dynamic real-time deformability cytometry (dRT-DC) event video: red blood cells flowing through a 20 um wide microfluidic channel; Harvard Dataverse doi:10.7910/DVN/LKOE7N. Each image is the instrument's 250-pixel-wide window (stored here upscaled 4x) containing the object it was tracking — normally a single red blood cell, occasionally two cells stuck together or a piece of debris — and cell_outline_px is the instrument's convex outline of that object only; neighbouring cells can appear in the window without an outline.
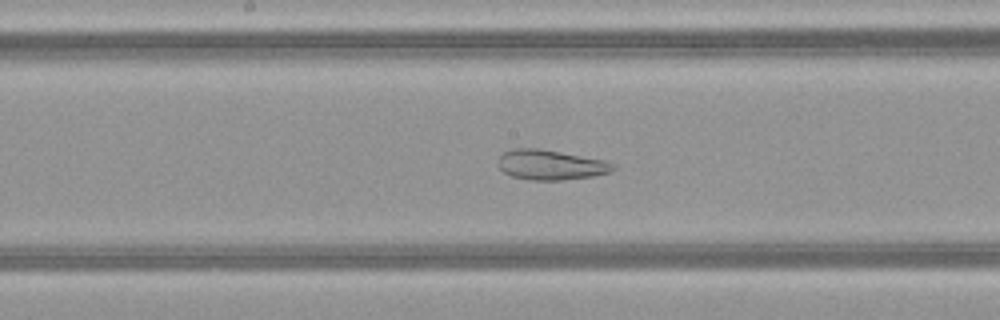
{"species": "common noctule bat (a hibernating species)", "species_latin": "Nyctalus noctula", "temperature_condition": "warm", "stored_images_in_passage": 44, "camera_frame_rate_fps": 3000, "um_per_image_px": 0.085, "animal": {"sex": "female", "body_mass_g": 21.9}, "frame": {"image": 1, "passage_image": 21, "time_ms": 6.667, "image_size_px": [1000, 320], "cell_outline_px": [[616, 168], [608, 172], [592, 176], [560, 180], [532, 180], [512, 176], [504, 172], [500, 168], [496, 160], [504, 152], [512, 148], [536, 148], [560, 152], [604, 160], [616, 164]], "centroid_in_image_um": [46.78, 14.0], "position_along_channel_um": 201.4, "area_um2": 19.94}}
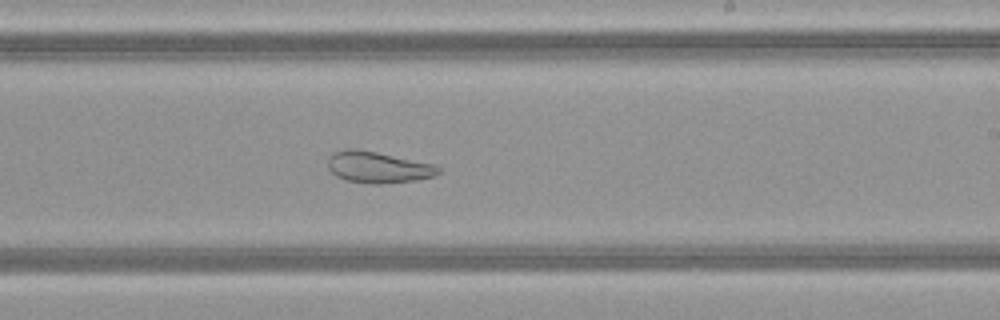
{"frame": {"image": 2, "passage_image": 25, "time_ms": 8.0, "image_size_px": [1000, 320], "cell_outline_px": [[440, 172], [436, 176], [416, 180], [380, 184], [372, 184], [348, 180], [336, 176], [328, 168], [328, 156], [332, 152], [344, 148], [356, 148], [436, 164], [440, 168]], "centroid_in_image_um": [32.13, 14.2], "position_along_channel_um": 256.9, "area_um2": 20.4}}
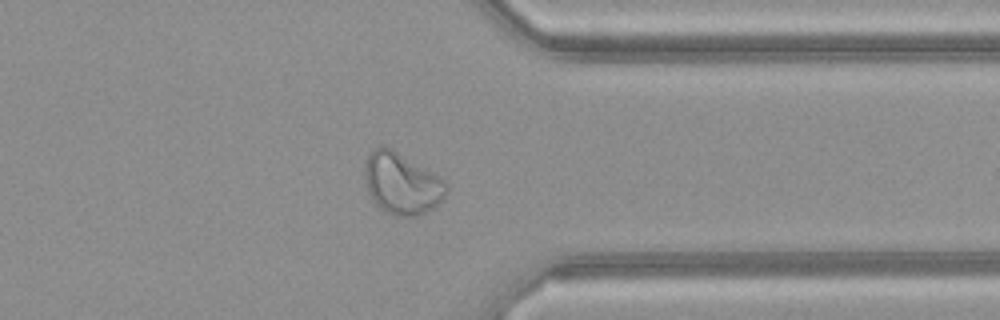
{"frame": {"image": 3, "passage_image": 34, "time_ms": 11.0, "image_size_px": [1000, 320], "cell_outline_px": [[448, 192], [432, 208], [416, 216], [392, 216], [384, 212], [372, 200], [368, 192], [364, 172], [364, 168], [368, 156], [372, 148], [380, 144], [384, 144], [392, 148], [440, 176], [448, 184]], "centroid_in_image_um": [34.13, 15.57], "position_along_channel_um": 377.3, "area_um2": 29.54}}